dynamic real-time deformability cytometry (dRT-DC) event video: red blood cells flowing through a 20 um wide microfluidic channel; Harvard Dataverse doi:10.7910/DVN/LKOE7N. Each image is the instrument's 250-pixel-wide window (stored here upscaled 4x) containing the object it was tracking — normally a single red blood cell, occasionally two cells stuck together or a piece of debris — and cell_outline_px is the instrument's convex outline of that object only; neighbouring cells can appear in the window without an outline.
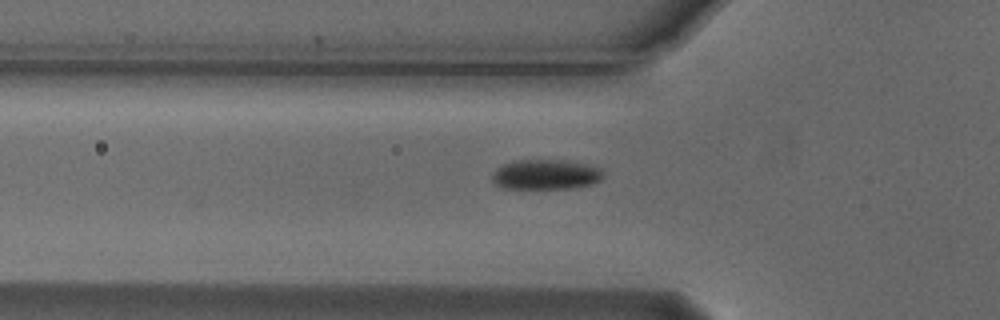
{"species": "Egyptian fruit bat (a non-hibernating species)", "species_latin": "Rousettus aegyptiacus", "temperature_condition": "cold", "stored_images_in_passage": 7, "camera_frame_rate_fps": 3000, "um_per_image_px": 0.085, "animal": {"sex": "male"}, "frame": {"image": 1, "passage_image": 6, "time_ms": 1.667, "image_size_px": [1000, 320], "cell_outline_px": [[604, 176], [600, 180], [592, 184], [576, 188], [504, 188], [496, 184], [492, 180], [492, 172], [500, 164], [512, 160], [564, 160], [584, 164], [600, 168], [604, 172]], "centroid_in_image_um": [46.37, 14.82], "position_along_channel_um": 79.4, "area_um2": 19.59}}
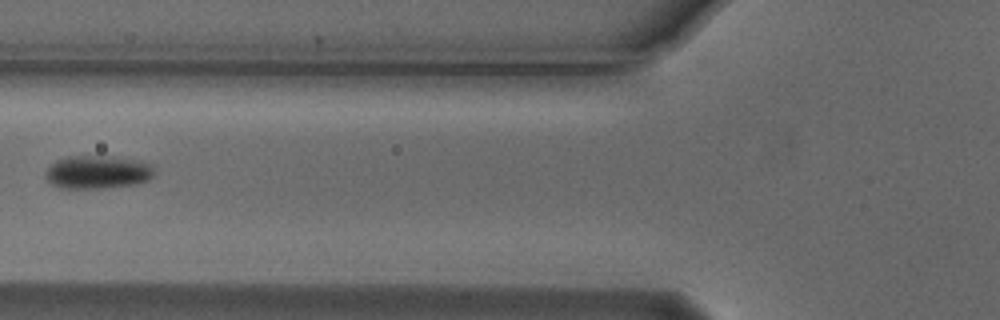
{"frame": {"image": 2, "passage_image": 7, "time_ms": 2.0, "image_size_px": [1000, 320], "cell_outline_px": [[156, 172], [148, 180], [136, 184], [104, 188], [60, 188], [52, 184], [44, 176], [44, 172], [56, 160], [64, 156], [112, 156], [144, 160], [152, 164]], "centroid_in_image_um": [8.33, 14.61], "position_along_channel_um": 117.5, "area_um2": 21.5}}